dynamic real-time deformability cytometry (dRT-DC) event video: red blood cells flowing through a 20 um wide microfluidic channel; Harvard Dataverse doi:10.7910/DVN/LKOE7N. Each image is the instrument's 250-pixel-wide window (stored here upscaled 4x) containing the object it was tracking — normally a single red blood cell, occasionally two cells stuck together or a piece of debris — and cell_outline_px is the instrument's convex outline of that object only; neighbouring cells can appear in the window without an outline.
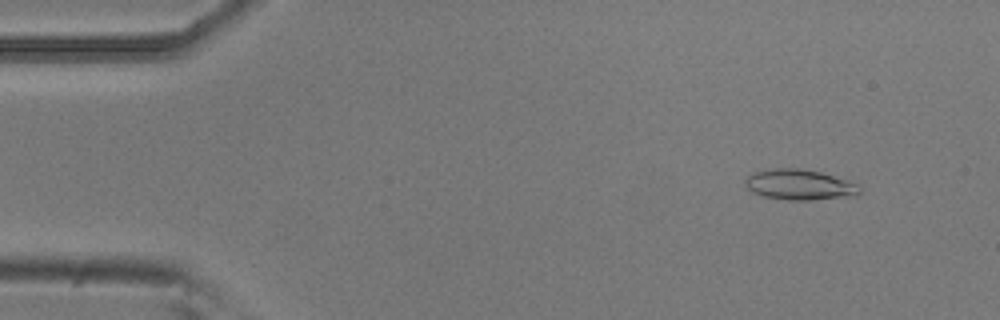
{"species": "common noctule bat (a hibernating species)", "species_latin": "Nyctalus noctula", "temperature_condition": "room temperature", "stored_images_in_passage": 16, "camera_frame_rate_fps": 3000, "um_per_image_px": 0.085, "animal": {"sex": "male", "body_mass_g": 20.5, "forearm_length_mm": 52.5}, "frame": {"image": 1, "passage_image": 5, "time_ms": 1.333, "image_size_px": [1000, 320], "cell_outline_px": [[860, 192], [856, 196], [812, 200], [788, 200], [764, 196], [752, 192], [744, 184], [744, 180], [752, 172], [776, 168], [796, 168], [820, 172], [848, 180], [856, 184], [860, 188]], "centroid_in_image_um": [67.95, 15.7], "position_along_channel_um": 17.0, "area_um2": 20.35}}
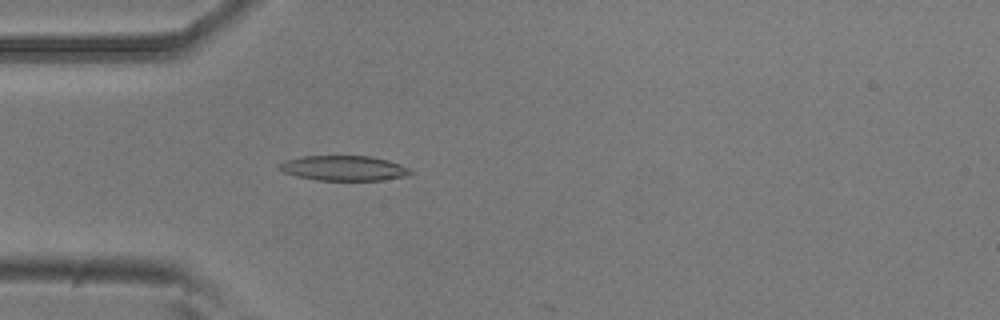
{"frame": {"image": 2, "passage_image": 15, "time_ms": 4.667, "image_size_px": [1000, 320], "cell_outline_px": [[412, 172], [404, 176], [384, 180], [316, 180], [296, 176], [284, 172], [280, 168], [280, 164], [284, 160], [304, 156], [372, 156], [388, 160], [412, 168]], "centroid_in_image_um": [29.25, 14.29], "position_along_channel_um": 55.7, "area_um2": 19.07}}